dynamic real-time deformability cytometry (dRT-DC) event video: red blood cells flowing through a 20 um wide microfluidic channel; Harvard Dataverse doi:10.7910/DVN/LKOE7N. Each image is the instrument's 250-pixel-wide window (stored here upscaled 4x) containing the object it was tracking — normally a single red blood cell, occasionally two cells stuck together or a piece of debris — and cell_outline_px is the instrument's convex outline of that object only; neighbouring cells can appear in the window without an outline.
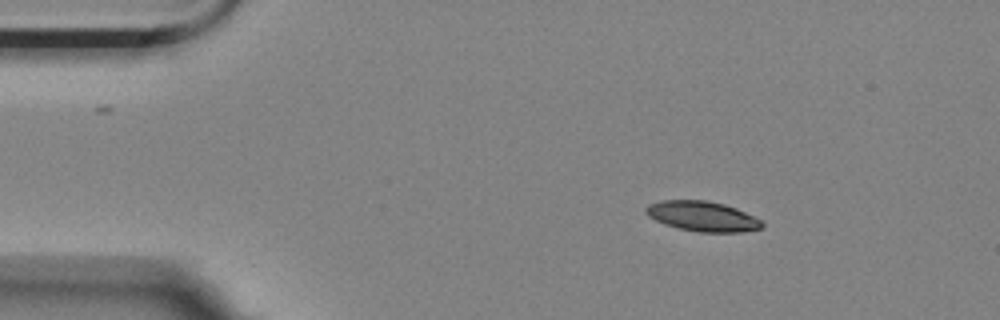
{"species": "Egyptian fruit bat (a non-hibernating species)", "species_latin": "Rousettus aegyptiacus", "temperature_condition": "room temperature", "stored_images_in_passage": 4, "camera_frame_rate_fps": 3000, "um_per_image_px": 0.085, "animal": {"sex": "female"}, "frame": {"image": 1, "passage_image": 1, "time_ms": 0.0, "image_size_px": [1000, 320], "cell_outline_px": [[764, 228], [740, 232], [696, 232], [664, 224], [648, 216], [644, 212], [644, 208], [648, 204], [660, 200], [704, 200], [724, 204], [736, 208], [764, 220]], "centroid_in_image_um": [59.73, 18.38], "position_along_channel_um": 25.3, "area_um2": 20.58}}